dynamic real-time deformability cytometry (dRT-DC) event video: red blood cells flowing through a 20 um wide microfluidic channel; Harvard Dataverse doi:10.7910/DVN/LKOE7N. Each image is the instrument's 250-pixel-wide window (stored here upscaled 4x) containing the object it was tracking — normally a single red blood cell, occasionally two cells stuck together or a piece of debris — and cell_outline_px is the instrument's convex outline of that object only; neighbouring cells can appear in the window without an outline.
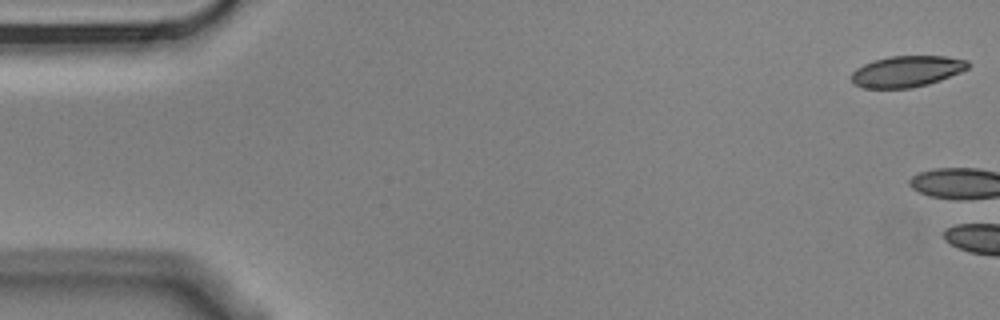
{"species": "Egyptian fruit bat (a non-hibernating species)", "species_latin": "Rousettus aegyptiacus", "temperature_condition": "cold", "stored_images_in_passage": 6, "camera_frame_rate_fps": 3000, "um_per_image_px": 0.085, "animal": {"sex": "male"}, "frame": {"image": 1, "passage_image": 1, "time_ms": 0.0, "image_size_px": [1000, 320], "cell_outline_px": [[972, 64], [968, 68], [960, 72], [940, 80], [928, 84], [912, 88], [864, 88], [852, 84], [852, 72], [856, 68], [872, 60], [888, 56], [944, 56], [968, 60]], "centroid_in_image_um": [77.07, 6.06], "position_along_channel_um": 7.9, "area_um2": 21.33}}